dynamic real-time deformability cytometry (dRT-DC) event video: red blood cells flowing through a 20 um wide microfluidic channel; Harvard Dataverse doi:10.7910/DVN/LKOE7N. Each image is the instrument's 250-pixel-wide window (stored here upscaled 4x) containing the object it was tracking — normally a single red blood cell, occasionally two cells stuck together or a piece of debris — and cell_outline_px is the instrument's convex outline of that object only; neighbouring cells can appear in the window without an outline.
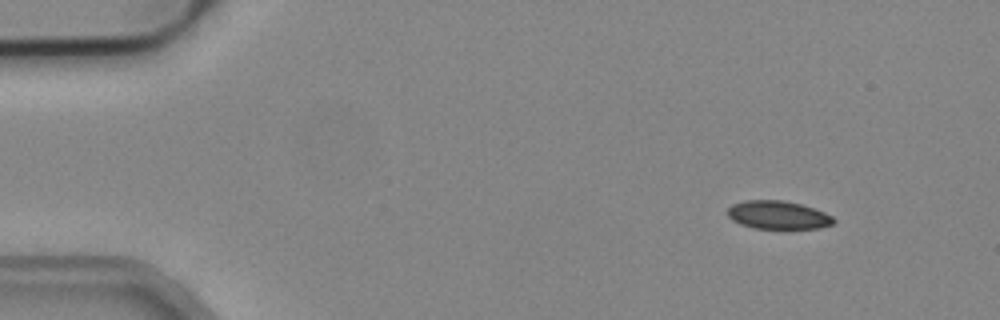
{"species": "common noctule bat (a hibernating species)", "species_latin": "Nyctalus noctula", "temperature_condition": "cold", "stored_images_in_passage": 7, "camera_frame_rate_fps": 3000, "um_per_image_px": 0.085, "animal": {"sex": "male", "body_mass_g": 19.2, "forearm_length_mm": 51.8}, "frame": {"image": 1, "passage_image": 1, "time_ms": 0.0, "image_size_px": [1000, 320], "cell_outline_px": [[836, 220], [832, 224], [820, 228], [752, 228], [740, 224], [732, 220], [728, 216], [728, 208], [732, 204], [744, 200], [784, 200], [800, 204], [824, 212], [832, 216]], "centroid_in_image_um": [66.11, 18.27], "position_along_channel_um": 18.9, "area_um2": 17.4}}
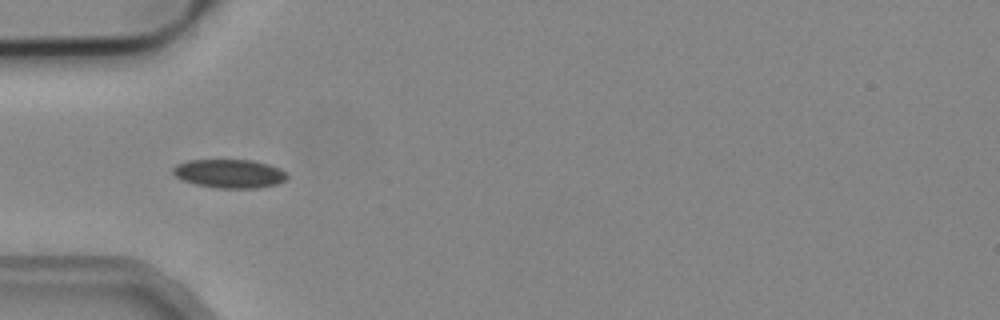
{"frame": {"image": 2, "passage_image": 4, "time_ms": 1.0, "image_size_px": [1000, 320], "cell_outline_px": [[288, 176], [284, 180], [276, 184], [256, 188], [216, 188], [196, 184], [184, 180], [176, 176], [172, 172], [172, 168], [176, 164], [188, 160], [252, 160], [268, 164], [280, 168]], "centroid_in_image_um": [19.49, 14.75], "position_along_channel_um": 65.5, "area_um2": 18.96}}
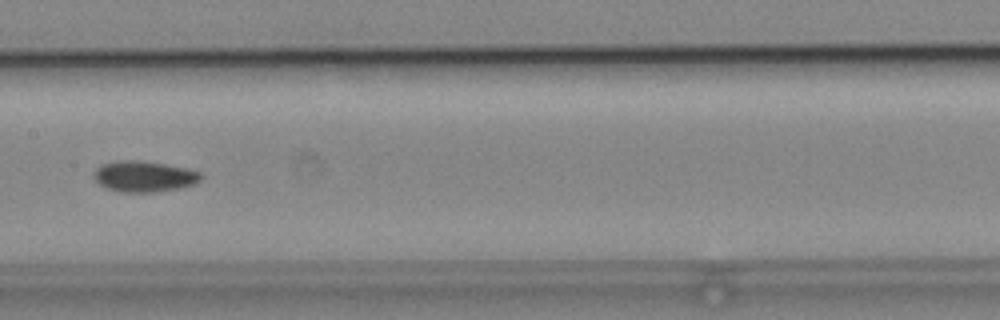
{"frame": {"image": 3, "passage_image": 7, "time_ms": 2.0, "image_size_px": [1000, 320], "cell_outline_px": [[204, 176], [200, 180], [192, 184], [180, 188], [152, 192], [120, 192], [108, 188], [100, 184], [92, 176], [92, 172], [100, 164], [120, 160], [136, 160], [164, 164], [184, 168], [200, 172]], "centroid_in_image_um": [12.21, 14.99], "position_along_channel_um": 195.2, "area_um2": 19.19}}